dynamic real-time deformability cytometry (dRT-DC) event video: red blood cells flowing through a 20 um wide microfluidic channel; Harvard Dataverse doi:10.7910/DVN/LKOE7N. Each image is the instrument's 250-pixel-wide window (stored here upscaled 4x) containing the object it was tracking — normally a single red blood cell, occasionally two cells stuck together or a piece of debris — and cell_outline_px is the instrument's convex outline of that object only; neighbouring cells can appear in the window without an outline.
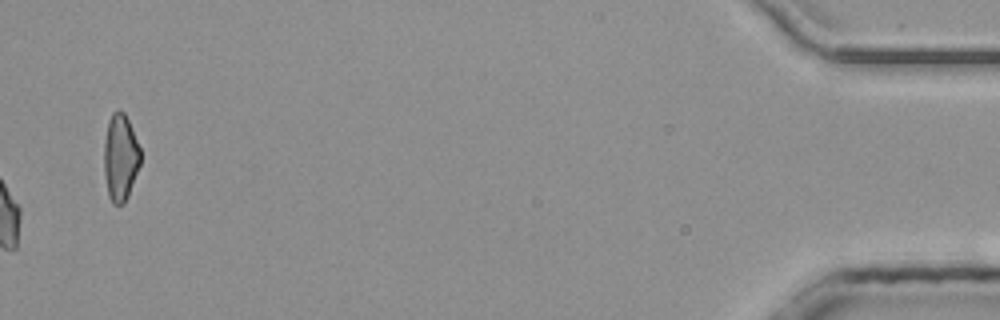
{"species": "common noctule bat (a hibernating species)", "species_latin": "Nyctalus noctula", "temperature_condition": "room temperature", "stored_images_in_passage": 51, "camera_frame_rate_fps": 3000, "um_per_image_px": 0.085, "animal": {"sex": "male", "body_mass_g": 20.4}, "frame": {"image": 1, "passage_image": 51, "time_ms": 16.667, "image_size_px": [1000, 320], "cell_outline_px": [[140, 164], [128, 196], [124, 204], [112, 204], [108, 196], [104, 172], [104, 140], [108, 120], [112, 112], [116, 108], [120, 108], [124, 112], [128, 120], [140, 148]], "centroid_in_image_um": [10.21, 13.36], "position_along_channel_um": 425.0, "area_um2": 18.61}, "authors_computed_cell_mechanics": {"area_um2": 17.918, "velocity_mm_per_s": 4.1522, "shape_relaxation_time_tau1_ms": 10.3067, "shape_relaxation_time_tau2_ms": 1.3176, "deformation_change_tau1": 0.1685, "deformation_change_tau2": 0.0639}}